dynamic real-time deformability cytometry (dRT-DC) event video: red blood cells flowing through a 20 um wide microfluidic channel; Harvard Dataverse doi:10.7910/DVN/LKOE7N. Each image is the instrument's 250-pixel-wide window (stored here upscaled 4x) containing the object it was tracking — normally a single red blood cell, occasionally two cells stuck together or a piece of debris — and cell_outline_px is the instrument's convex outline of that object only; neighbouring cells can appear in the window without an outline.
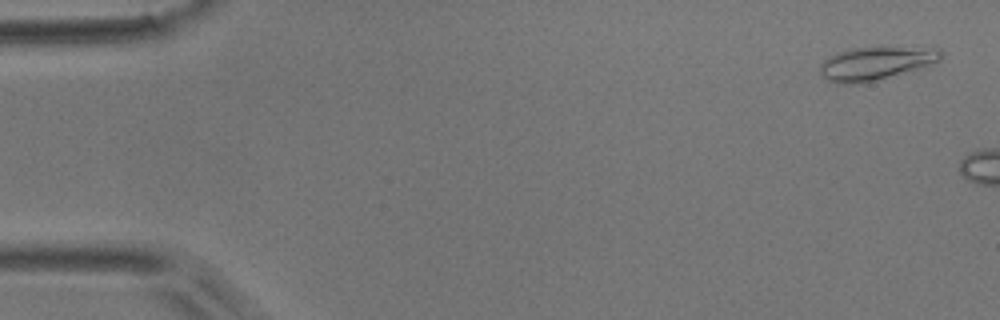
{"species": "common noctule bat (a hibernating species)", "species_latin": "Nyctalus noctula", "temperature_condition": "room temperature", "stored_images_in_passage": 3, "camera_frame_rate_fps": 3000, "um_per_image_px": 0.085, "animal": {"sex": "male", "body_mass_g": 17.9}, "frame": {"image": 1, "passage_image": 1, "time_ms": 0.0, "image_size_px": [1000, 320], "cell_outline_px": [[944, 52], [940, 60], [928, 68], [876, 80], [856, 84], [836, 84], [828, 80], [820, 72], [820, 64], [828, 56], [840, 52], [856, 48], [940, 48]], "centroid_in_image_um": [74.51, 5.41], "position_along_channel_um": 10.5, "area_um2": 23.58}}